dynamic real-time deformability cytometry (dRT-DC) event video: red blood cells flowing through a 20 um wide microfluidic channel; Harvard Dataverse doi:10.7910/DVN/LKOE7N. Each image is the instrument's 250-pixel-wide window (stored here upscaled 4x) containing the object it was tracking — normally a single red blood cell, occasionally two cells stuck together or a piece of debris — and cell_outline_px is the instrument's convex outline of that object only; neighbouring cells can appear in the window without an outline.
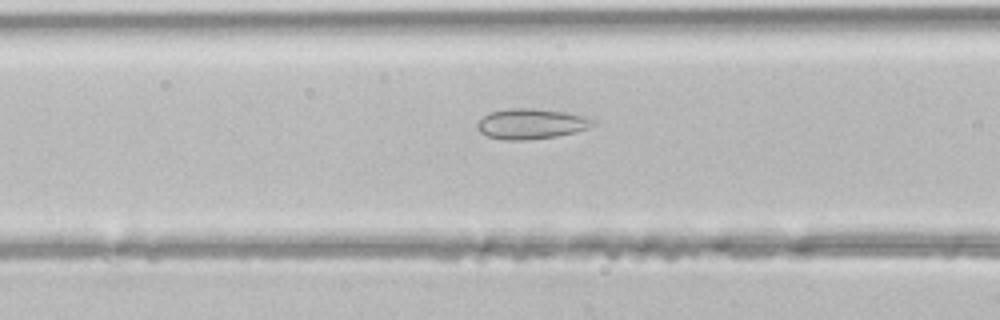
{"species": "common noctule bat (a hibernating species)", "species_latin": "Nyctalus noctula", "temperature_condition": "room temperature", "stored_images_in_passage": 25, "camera_frame_rate_fps": 3000, "um_per_image_px": 0.085, "animal": {"sex": "male", "body_mass_g": 21.5, "forearm_length_mm": 52.0}, "frame": {"image": 1, "passage_image": 6, "time_ms": 1.667, "image_size_px": [1000, 320], "cell_outline_px": [[596, 120], [592, 124], [576, 132], [556, 136], [528, 140], [504, 140], [488, 136], [480, 132], [476, 128], [476, 124], [488, 112], [508, 108], [536, 108], [564, 112], [584, 116]], "centroid_in_image_um": [45.09, 10.52], "position_along_channel_um": 121.5, "area_um2": 20.4}}
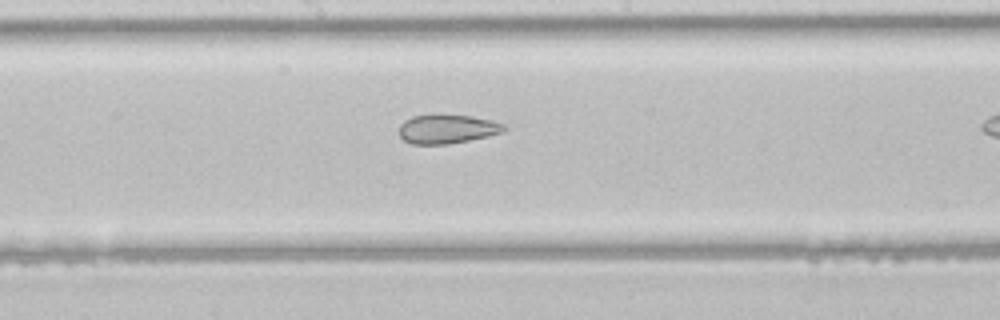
{"frame": {"image": 2, "passage_image": 12, "time_ms": 3.667, "image_size_px": [1000, 320], "cell_outline_px": [[508, 128], [504, 132], [488, 136], [448, 144], [412, 144], [404, 140], [400, 136], [400, 124], [404, 120], [412, 116], [432, 112], [436, 112], [472, 116], [492, 120], [504, 124]], "centroid_in_image_um": [38.01, 10.92], "position_along_channel_um": 210.2, "area_um2": 18.38}}
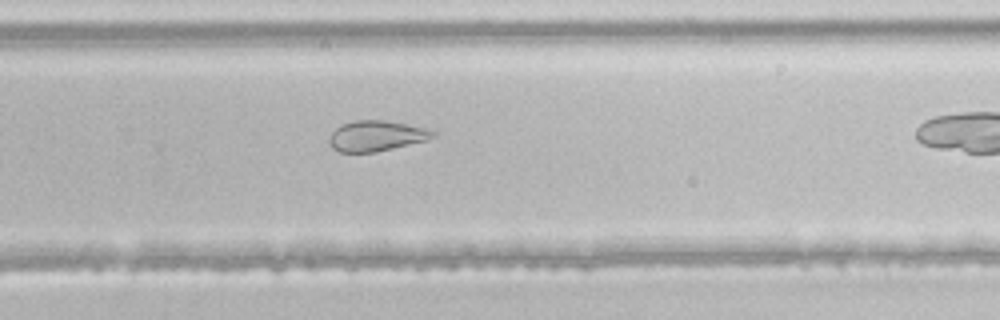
{"frame": {"image": 3, "passage_image": 18, "time_ms": 5.667, "image_size_px": [1000, 320], "cell_outline_px": [[436, 136], [428, 140], [376, 152], [340, 152], [332, 148], [328, 144], [328, 140], [332, 132], [340, 124], [356, 120], [384, 120], [404, 124], [436, 132]], "centroid_in_image_um": [31.93, 11.56], "position_along_channel_um": 297.9, "area_um2": 18.32}}